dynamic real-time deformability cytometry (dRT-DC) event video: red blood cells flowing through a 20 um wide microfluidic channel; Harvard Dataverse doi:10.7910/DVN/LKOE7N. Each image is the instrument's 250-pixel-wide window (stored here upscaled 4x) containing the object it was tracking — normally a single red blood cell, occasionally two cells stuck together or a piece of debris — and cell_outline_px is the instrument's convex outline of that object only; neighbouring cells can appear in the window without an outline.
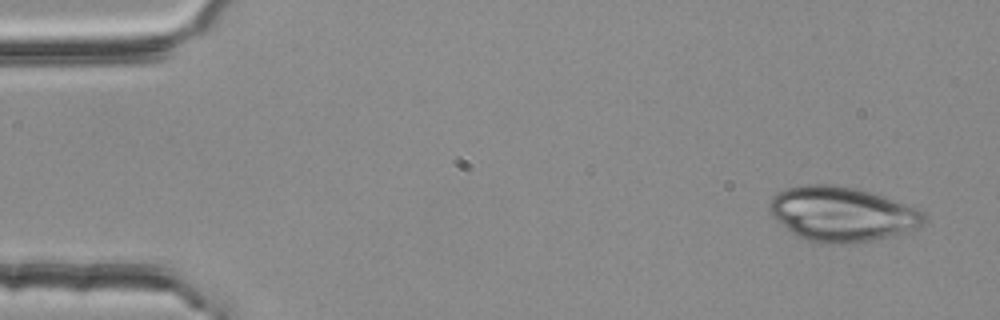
{"species": "common noctule bat (a hibernating species)", "species_latin": "Nyctalus noctula", "temperature_condition": "room temperature", "stored_images_in_passage": 4, "camera_frame_rate_fps": 3000, "um_per_image_px": 0.085, "animal": {"sex": "female", "body_mass_g": 25.1}, "frame": {"image": 1, "passage_image": 1, "time_ms": 0.0, "image_size_px": [1000, 320], "cell_outline_px": [[928, 220], [920, 228], [872, 240], [852, 244], [820, 244], [796, 236], [776, 220], [772, 216], [768, 208], [768, 204], [772, 196], [776, 192], [784, 188], [804, 184], [832, 184], [856, 188], [884, 196], [924, 212], [928, 216]], "centroid_in_image_um": [71.54, 18.19], "position_along_channel_um": 13.5, "area_um2": 49.77}}